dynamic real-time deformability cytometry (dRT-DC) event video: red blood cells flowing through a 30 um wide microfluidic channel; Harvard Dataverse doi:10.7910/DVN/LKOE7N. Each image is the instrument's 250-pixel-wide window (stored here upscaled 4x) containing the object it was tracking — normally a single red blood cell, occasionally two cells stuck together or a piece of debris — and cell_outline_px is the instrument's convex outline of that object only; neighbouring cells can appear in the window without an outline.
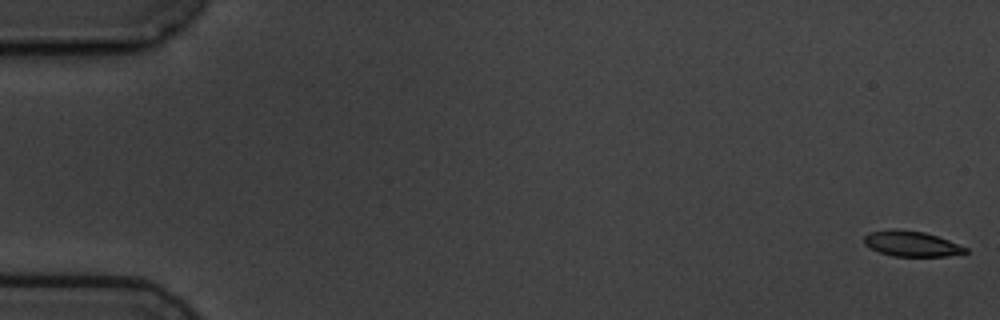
{"species": "common noctule bat (a hibernating species)", "species_latin": "Nyctalus noctula", "temperature_condition": "cold", "stored_images_in_passage": 3, "camera_frame_rate_fps": 3000, "um_per_image_px": 0.085, "animal": {"sex": "male", "body_mass_g": 19.5, "forearm_length_mm": 54.6}, "frame": {"image": 1, "passage_image": 1, "time_ms": 0.0, "image_size_px": [1000, 320], "cell_outline_px": [[968, 252], [944, 256], [892, 256], [880, 252], [864, 244], [864, 236], [868, 232], [896, 228], [924, 232], [948, 240], [968, 248]], "centroid_in_image_um": [77.45, 20.7], "position_along_channel_um": 7.6, "area_um2": 14.91}}